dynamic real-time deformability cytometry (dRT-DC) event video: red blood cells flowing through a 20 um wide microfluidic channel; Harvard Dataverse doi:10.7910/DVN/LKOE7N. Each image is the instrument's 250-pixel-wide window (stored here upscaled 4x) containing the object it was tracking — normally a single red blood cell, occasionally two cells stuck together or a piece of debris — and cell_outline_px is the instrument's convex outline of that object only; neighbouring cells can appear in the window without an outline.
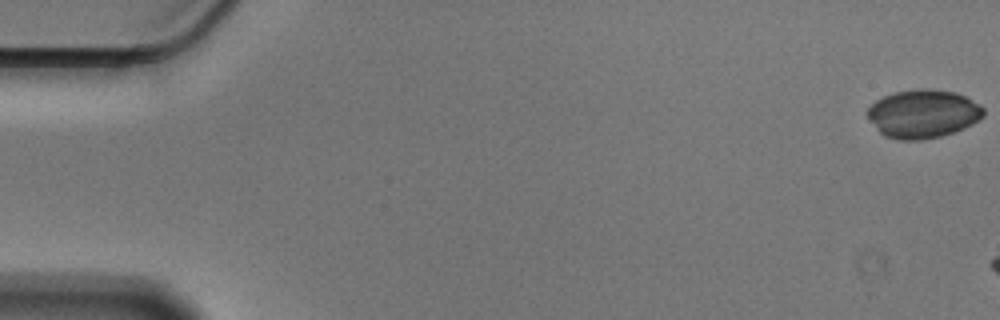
{"species": "Egyptian fruit bat (a non-hibernating species)", "species_latin": "Rousettus aegyptiacus", "temperature_condition": "cold", "stored_images_in_passage": 12, "camera_frame_rate_fps": 3000, "um_per_image_px": 0.085, "animal": {"sex": "male"}, "frame": {"image": 1, "passage_image": 1, "time_ms": 0.0, "image_size_px": [1000, 320], "cell_outline_px": [[984, 116], [972, 124], [964, 128], [940, 136], [920, 140], [900, 140], [884, 136], [876, 128], [868, 116], [868, 108], [876, 100], [884, 96], [896, 92], [916, 88], [932, 88], [956, 92], [980, 104], [984, 108]], "centroid_in_image_um": [78.48, 9.66], "position_along_channel_um": 6.5, "area_um2": 32.71}}